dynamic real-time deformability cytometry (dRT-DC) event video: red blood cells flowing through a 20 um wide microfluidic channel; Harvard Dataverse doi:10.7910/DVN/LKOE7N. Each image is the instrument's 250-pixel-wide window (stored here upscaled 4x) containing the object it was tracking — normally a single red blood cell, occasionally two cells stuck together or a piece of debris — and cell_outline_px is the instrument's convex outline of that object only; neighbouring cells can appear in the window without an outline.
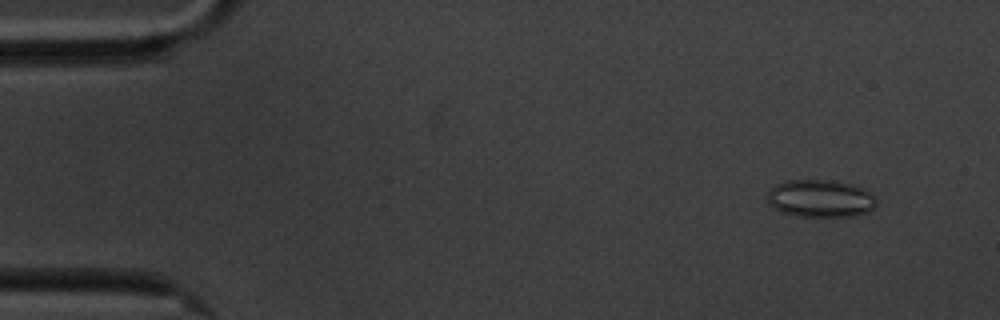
{"species": "common noctule bat (a hibernating species)", "species_latin": "Nyctalus noctula", "temperature_condition": "cold", "stored_images_in_passage": 59, "camera_frame_rate_fps": 3000, "um_per_image_px": 0.085, "animal": {"sex": "male", "body_mass_g": 20.1, "forearm_length_mm": 53.5}, "frame": {"image": 1, "passage_image": 5, "time_ms": 1.333, "image_size_px": [1000, 320], "cell_outline_px": [[876, 204], [868, 212], [852, 216], [800, 216], [780, 212], [768, 200], [768, 192], [776, 184], [784, 180], [832, 180], [852, 184], [864, 188], [876, 200]], "centroid_in_image_um": [69.74, 16.86], "position_along_channel_um": 15.3, "area_um2": 23.64}}
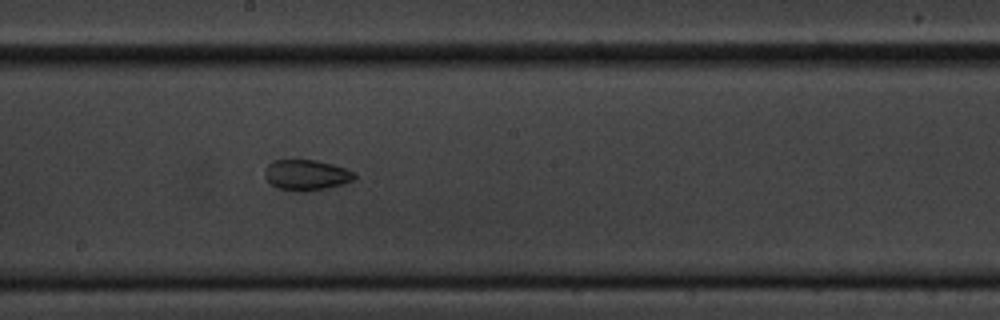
{"frame": {"image": 2, "passage_image": 32, "time_ms": 10.333, "image_size_px": [1000, 320], "cell_outline_px": [[356, 176], [352, 180], [344, 184], [308, 192], [300, 192], [280, 188], [272, 184], [264, 176], [264, 172], [268, 164], [272, 160], [316, 160], [332, 164], [356, 172]], "centroid_in_image_um": [26.05, 14.87], "position_along_channel_um": 222.1, "area_um2": 16.01}}
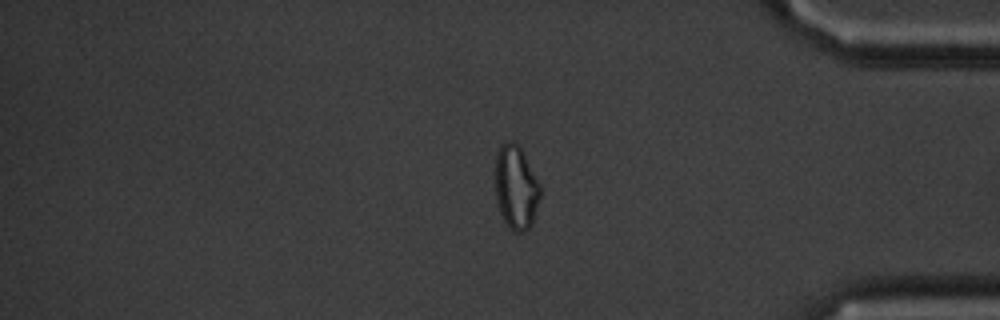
{"frame": {"image": 3, "passage_image": 49, "time_ms": 16.0, "image_size_px": [1000, 320], "cell_outline_px": [[540, 196], [532, 224], [524, 232], [516, 232], [508, 228], [500, 212], [496, 200], [496, 152], [500, 144], [508, 140], [512, 140], [524, 152], [540, 184]], "centroid_in_image_um": [43.86, 15.91], "position_along_channel_um": 391.3, "area_um2": 22.08}, "authors_computed_cell_mechanics": {"area_um2": 21.1548, "velocity_mm_per_s": 3.4006, "shape_relaxation_time_tau1_ms": null, "shape_relaxation_time_tau2_ms": 3.9044, "deformation_change_tau1": null, "deformation_change_tau2": 0.0938}}